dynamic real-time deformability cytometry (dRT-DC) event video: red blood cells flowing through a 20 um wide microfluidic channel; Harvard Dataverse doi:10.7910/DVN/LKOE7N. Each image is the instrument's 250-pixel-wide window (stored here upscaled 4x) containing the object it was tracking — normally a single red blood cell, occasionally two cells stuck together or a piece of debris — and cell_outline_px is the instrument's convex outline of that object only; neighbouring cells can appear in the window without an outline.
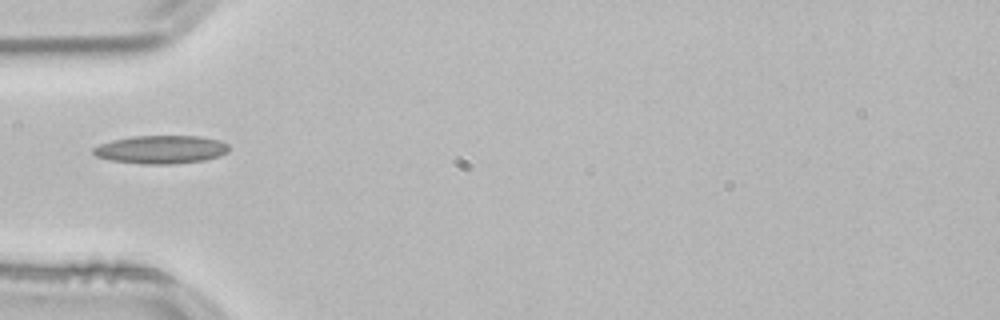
{"species": "common noctule bat (a hibernating species)", "species_latin": "Nyctalus noctula", "temperature_condition": "room temperature", "stored_images_in_passage": 33, "camera_frame_rate_fps": 3000, "um_per_image_px": 0.085, "animal": {"sex": "male", "body_mass_g": 21.5, "forearm_length_mm": 52.0}, "frame": {"image": 1, "passage_image": 1, "time_ms": 0.0, "image_size_px": [1000, 320], "cell_outline_px": [[228, 152], [220, 156], [204, 160], [172, 164], [140, 164], [108, 160], [96, 156], [92, 152], [92, 148], [100, 144], [112, 140], [132, 136], [200, 136], [220, 140], [228, 144]], "centroid_in_image_um": [13.67, 12.71], "position_along_channel_um": 71.3, "area_um2": 22.48}, "authors_computed_cell_mechanics": {"area_um2": 19.7676, "velocity_mm_per_s": 3.8442, "shape_relaxation_time_tau1_ms": null, "shape_relaxation_time_tau2_ms": 2.6411, "deformation_change_tau1": null, "deformation_change_tau2": 0.0959}}